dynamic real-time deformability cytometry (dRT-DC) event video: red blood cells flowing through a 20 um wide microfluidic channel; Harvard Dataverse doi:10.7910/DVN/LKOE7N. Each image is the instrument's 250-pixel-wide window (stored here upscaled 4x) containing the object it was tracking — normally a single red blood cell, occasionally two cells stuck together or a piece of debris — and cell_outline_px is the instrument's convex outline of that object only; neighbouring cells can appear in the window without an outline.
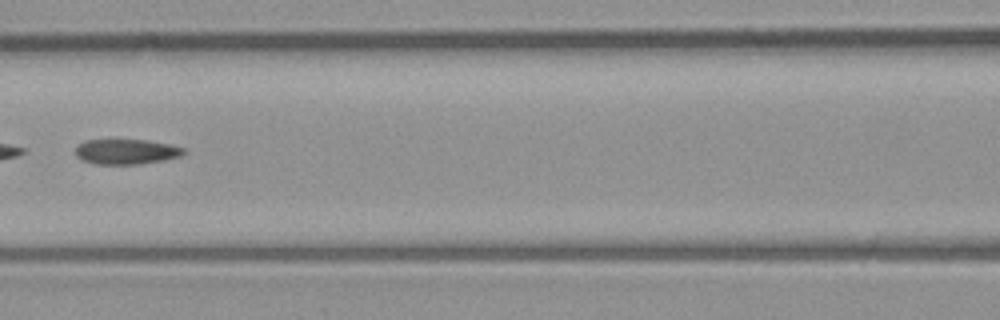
{"species": "common noctule bat (a hibernating species)", "species_latin": "Nyctalus noctula", "temperature_condition": "room temperature", "stored_images_in_passage": 7, "segment_of_instrument_passage": [2, 2], "camera_frame_rate_fps": 3000, "um_per_image_px": 0.085, "animal": {"sex": "male", "body_mass_g": 23.1, "forearm_length_mm": 52.7}, "frame": {"image": 1, "passage_image": 7, "time_ms": 7.0, "image_size_px": [1000, 320], "cell_outline_px": [[188, 152], [180, 156], [164, 160], [140, 164], [96, 164], [80, 160], [76, 156], [76, 148], [84, 140], [148, 140], [168, 144], [184, 148]], "centroid_in_image_um": [10.74, 12.9], "position_along_channel_um": 155.9, "area_um2": 15.9}}